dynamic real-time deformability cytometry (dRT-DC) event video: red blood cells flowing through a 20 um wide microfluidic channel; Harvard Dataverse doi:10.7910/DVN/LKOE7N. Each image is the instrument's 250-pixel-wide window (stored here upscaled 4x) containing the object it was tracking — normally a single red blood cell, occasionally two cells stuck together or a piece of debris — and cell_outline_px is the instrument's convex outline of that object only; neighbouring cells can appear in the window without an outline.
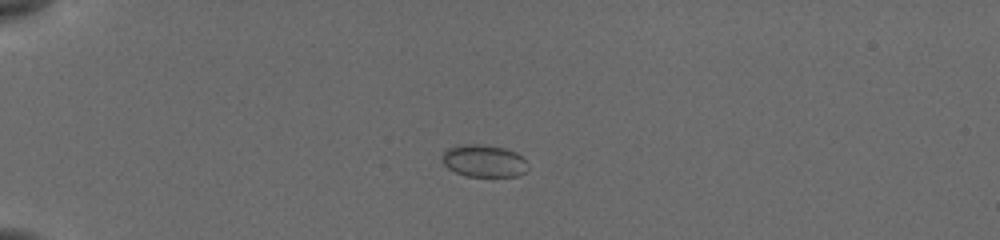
{"species": "common noctule bat (a hibernating species)", "species_latin": "Nyctalus noctula", "temperature_condition": "cold", "stored_images_in_passage": 41, "camera_frame_rate_fps": 3000, "um_per_image_px": 0.085, "animal": {"sex": "female", "body_mass_g": 19.5, "forearm_length_mm": 54.1}, "frame": {"image": 1, "passage_image": 2, "time_ms": 0.333, "image_size_px": [1000, 240], "cell_outline_px": [[528, 168], [524, 172], [516, 176], [468, 176], [456, 172], [448, 168], [440, 160], [440, 156], [448, 148], [460, 144], [484, 144], [504, 148], [516, 152], [528, 164]], "centroid_in_image_um": [41.09, 13.66], "position_along_channel_um": 43.9, "area_um2": 16.18}}
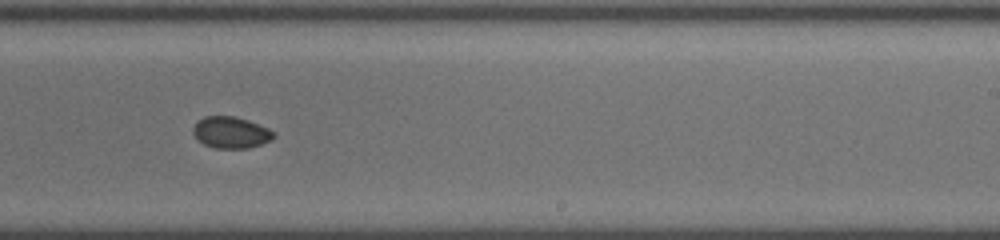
{"frame": {"image": 2, "passage_image": 23, "time_ms": 7.333, "image_size_px": [1000, 240], "cell_outline_px": [[276, 136], [272, 140], [248, 148], [212, 148], [204, 144], [192, 132], [192, 128], [196, 120], [204, 116], [232, 116], [248, 120], [268, 128], [276, 132]], "centroid_in_image_um": [19.63, 11.25], "position_along_channel_um": 269.4, "area_um2": 14.91}}
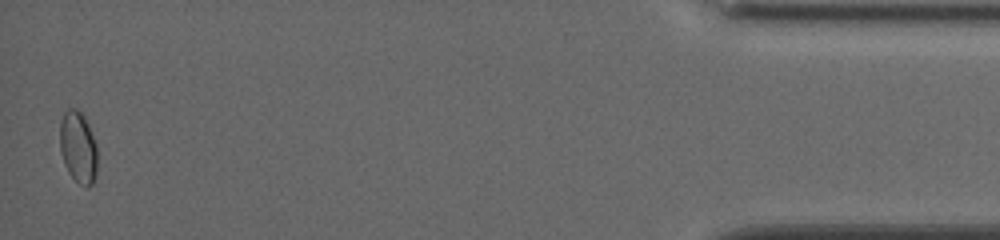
{"frame": {"image": 3, "passage_image": 41, "time_ms": 13.333, "image_size_px": [1000, 240], "cell_outline_px": [[96, 172], [92, 184], [88, 188], [80, 184], [68, 172], [64, 164], [60, 152], [60, 120], [64, 112], [68, 108], [76, 108], [84, 116], [88, 124], [96, 144]], "centroid_in_image_um": [6.62, 12.5], "position_along_channel_um": 428.6, "area_um2": 15.66}, "authors_computed_cell_mechanics": {"area_um2": 15.028, "velocity_mm_per_s": 3.8785, "shape_relaxation_time_tau1_ms": 5.8328, "shape_relaxation_time_tau2_ms": null, "deformation_change_tau1": 0.0683, "deformation_change_tau2": null}}